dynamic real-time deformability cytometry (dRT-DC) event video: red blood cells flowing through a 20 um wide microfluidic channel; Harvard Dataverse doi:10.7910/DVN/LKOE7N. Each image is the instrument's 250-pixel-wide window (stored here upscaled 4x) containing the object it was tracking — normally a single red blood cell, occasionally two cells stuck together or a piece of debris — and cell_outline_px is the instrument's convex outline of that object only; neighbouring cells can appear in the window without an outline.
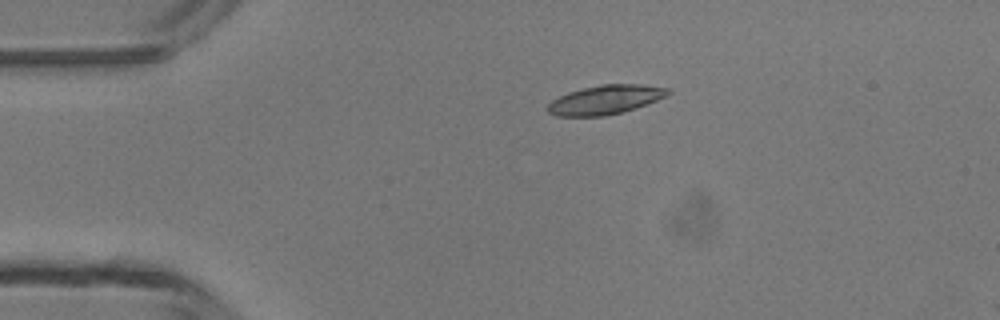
{"species": "common noctule bat (a hibernating species)", "species_latin": "Nyctalus noctula", "temperature_condition": "room temperature", "stored_images_in_passage": 4, "camera_frame_rate_fps": 3000, "um_per_image_px": 0.085, "animal": {"sex": "male", "body_mass_g": 13.3}, "frame": {"image": 1, "passage_image": 3, "time_ms": 3.0, "image_size_px": [1000, 320], "cell_outline_px": [[672, 92], [668, 96], [620, 112], [604, 116], [556, 116], [548, 112], [548, 104], [552, 100], [568, 92], [600, 84], [644, 84], [668, 88]], "centroid_in_image_um": [51.46, 8.46], "position_along_channel_um": 33.5, "area_um2": 20.17}}